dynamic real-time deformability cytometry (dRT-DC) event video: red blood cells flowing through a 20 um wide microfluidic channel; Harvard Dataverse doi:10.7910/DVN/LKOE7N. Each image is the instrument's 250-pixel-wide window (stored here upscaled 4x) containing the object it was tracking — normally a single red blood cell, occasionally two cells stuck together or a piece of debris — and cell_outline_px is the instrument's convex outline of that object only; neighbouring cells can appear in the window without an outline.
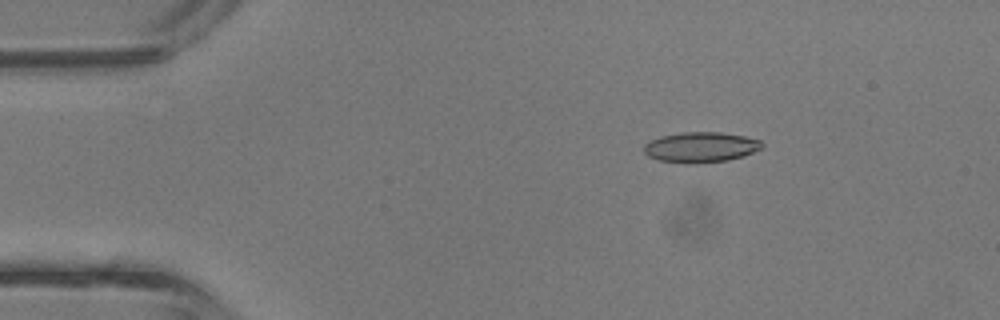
{"species": "common noctule bat (a hibernating species)", "species_latin": "Nyctalus noctula", "temperature_condition": "room temperature", "stored_images_in_passage": 4, "camera_frame_rate_fps": 3000, "um_per_image_px": 0.085, "animal": {"sex": "male", "body_mass_g": 13.3}, "frame": {"image": 1, "passage_image": 2, "time_ms": 0.333, "image_size_px": [1000, 320], "cell_outline_px": [[764, 148], [744, 156], [728, 160], [696, 164], [684, 164], [660, 160], [648, 156], [644, 152], [644, 144], [660, 136], [680, 132], [720, 132], [744, 136], [760, 140], [764, 144]], "centroid_in_image_um": [59.58, 12.52], "position_along_channel_um": 25.4, "area_um2": 21.15}}
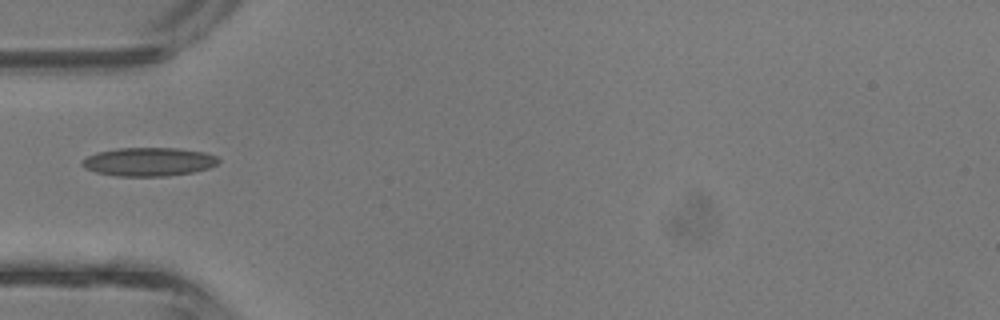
{"frame": {"image": 2, "passage_image": 4, "time_ms": 1.0, "image_size_px": [1000, 320], "cell_outline_px": [[220, 160], [216, 164], [208, 168], [192, 172], [168, 176], [116, 176], [96, 172], [84, 168], [80, 164], [80, 160], [96, 152], [116, 148], [180, 148], [204, 152], [216, 156]], "centroid_in_image_um": [12.6, 13.75], "position_along_channel_um": 72.4, "area_um2": 22.83}}